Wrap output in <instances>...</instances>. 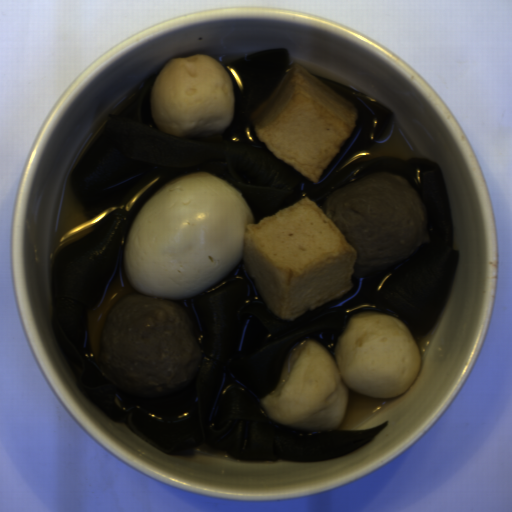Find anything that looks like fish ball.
Instances as JSON below:
<instances>
[{
  "mask_svg": "<svg viewBox=\"0 0 512 512\" xmlns=\"http://www.w3.org/2000/svg\"><path fill=\"white\" fill-rule=\"evenodd\" d=\"M334 355L313 338L291 347L275 388L259 399L268 418L288 428L330 432L345 416L349 390L387 400L405 392L422 370L410 331L372 309L350 320Z\"/></svg>",
  "mask_w": 512,
  "mask_h": 512,
  "instance_id": "1",
  "label": "fish ball"
},
{
  "mask_svg": "<svg viewBox=\"0 0 512 512\" xmlns=\"http://www.w3.org/2000/svg\"><path fill=\"white\" fill-rule=\"evenodd\" d=\"M152 118L163 135L201 139L221 134L235 111L233 81L208 55L170 58L151 89Z\"/></svg>",
  "mask_w": 512,
  "mask_h": 512,
  "instance_id": "4",
  "label": "fish ball"
},
{
  "mask_svg": "<svg viewBox=\"0 0 512 512\" xmlns=\"http://www.w3.org/2000/svg\"><path fill=\"white\" fill-rule=\"evenodd\" d=\"M357 260L310 196L245 228L242 263L265 305L288 322L348 293Z\"/></svg>",
  "mask_w": 512,
  "mask_h": 512,
  "instance_id": "2",
  "label": "fish ball"
},
{
  "mask_svg": "<svg viewBox=\"0 0 512 512\" xmlns=\"http://www.w3.org/2000/svg\"><path fill=\"white\" fill-rule=\"evenodd\" d=\"M358 113L348 99L293 63L250 122L278 160L316 185L352 133Z\"/></svg>",
  "mask_w": 512,
  "mask_h": 512,
  "instance_id": "3",
  "label": "fish ball"
}]
</instances>
